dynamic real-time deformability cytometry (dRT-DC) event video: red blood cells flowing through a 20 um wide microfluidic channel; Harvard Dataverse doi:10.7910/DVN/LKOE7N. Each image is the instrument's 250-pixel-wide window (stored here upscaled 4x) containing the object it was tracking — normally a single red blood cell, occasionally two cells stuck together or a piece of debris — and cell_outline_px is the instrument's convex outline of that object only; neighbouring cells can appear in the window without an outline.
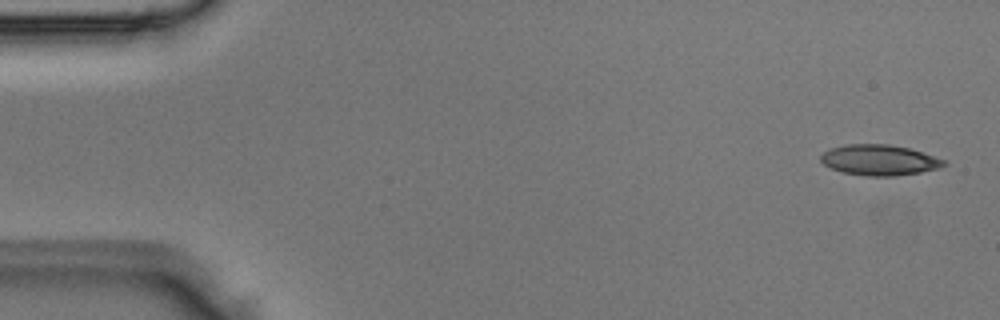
{"species": "Egyptian fruit bat (a non-hibernating species)", "species_latin": "Rousettus aegyptiacus", "temperature_condition": "room temperature", "stored_images_in_passage": 5, "segment_of_instrument_passage": [1, 2], "camera_frame_rate_fps": 3000, "um_per_image_px": 0.085, "animal": {"sex": "male"}, "frame": {"image": 1, "passage_image": 1, "time_ms": 0.0, "image_size_px": [1000, 320], "cell_outline_px": [[948, 164], [940, 168], [920, 172], [892, 176], [868, 176], [844, 172], [832, 168], [824, 164], [820, 160], [820, 156], [824, 152], [832, 148], [844, 144], [888, 144], [908, 148], [944, 160]], "centroid_in_image_um": [74.73, 13.6], "position_along_channel_um": 10.3, "area_um2": 21.68}}
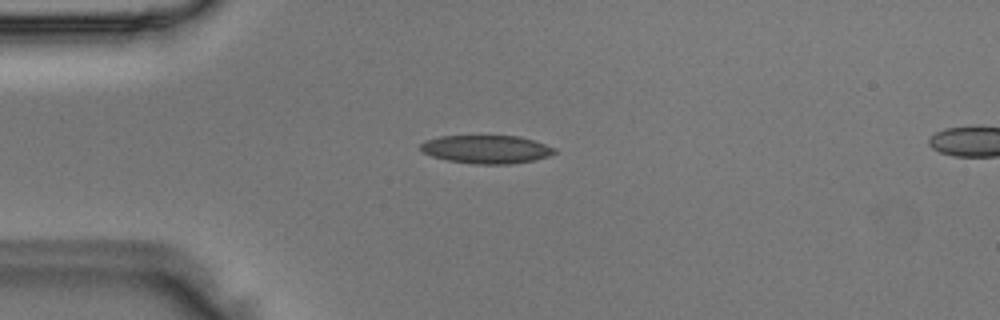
{"frame": {"image": 2, "passage_image": 4, "time_ms": 1.0, "image_size_px": [1000, 320], "cell_outline_px": [[556, 152], [548, 156], [532, 160], [512, 164], [476, 164], [448, 160], [432, 156], [424, 152], [420, 148], [420, 144], [424, 140], [440, 136], [520, 136], [556, 148]], "centroid_in_image_um": [41.33, 12.69], "position_along_channel_um": 43.7, "area_um2": 21.91}}